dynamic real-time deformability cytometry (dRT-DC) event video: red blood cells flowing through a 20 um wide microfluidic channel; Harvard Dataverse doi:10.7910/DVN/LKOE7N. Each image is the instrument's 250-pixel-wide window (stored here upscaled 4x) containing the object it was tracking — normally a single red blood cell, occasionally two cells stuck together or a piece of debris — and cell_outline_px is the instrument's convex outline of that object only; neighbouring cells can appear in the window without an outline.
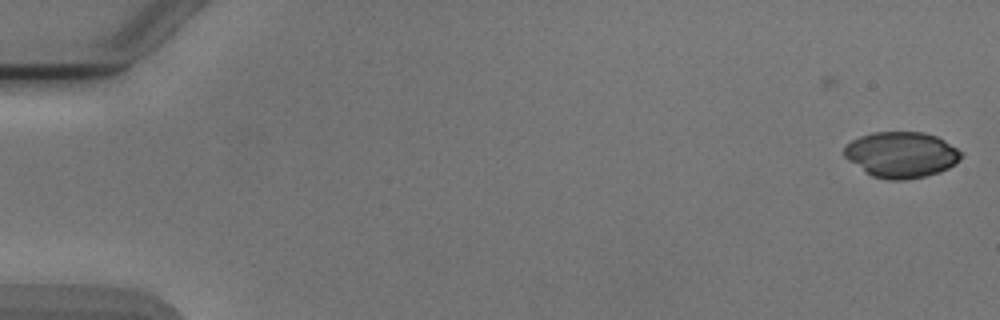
{"species": "Egyptian fruit bat (a non-hibernating species)", "species_latin": "Rousettus aegyptiacus", "temperature_condition": "cold", "stored_images_in_passage": 2, "camera_frame_rate_fps": 3000, "um_per_image_px": 0.085, "animal": {"sex": "male"}, "frame": {"image": 1, "passage_image": 2, "time_ms": 1.0, "image_size_px": [1000, 320], "cell_outline_px": [[964, 156], [956, 164], [940, 172], [924, 176], [904, 180], [888, 180], [872, 176], [864, 172], [848, 160], [844, 156], [844, 148], [852, 140], [860, 136], [872, 132], [924, 132], [936, 136], [944, 140], [956, 148]], "centroid_in_image_um": [76.61, 13.15], "position_along_channel_um": 8.4, "area_um2": 31.33}}